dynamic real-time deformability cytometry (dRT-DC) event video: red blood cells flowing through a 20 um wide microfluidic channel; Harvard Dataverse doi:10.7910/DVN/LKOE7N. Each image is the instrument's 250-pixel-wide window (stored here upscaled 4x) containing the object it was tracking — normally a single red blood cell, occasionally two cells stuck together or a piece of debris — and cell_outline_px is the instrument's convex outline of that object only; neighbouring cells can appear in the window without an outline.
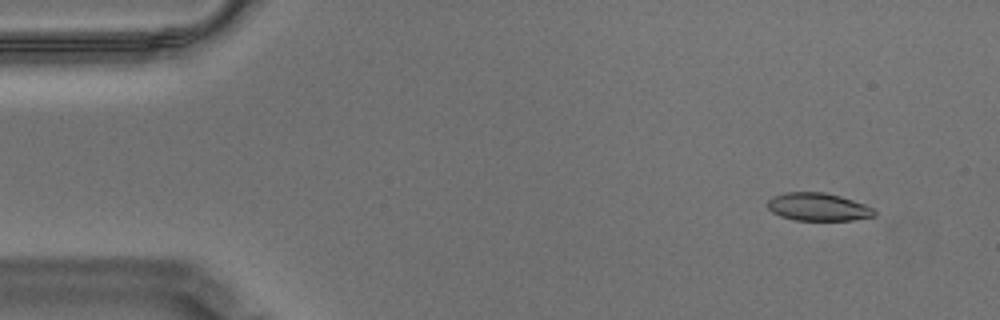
{"species": "Egyptian fruit bat (a non-hibernating species)", "species_latin": "Rousettus aegyptiacus", "temperature_condition": "warm", "stored_images_in_passage": 54, "camera_frame_rate_fps": 3000, "um_per_image_px": 0.085, "animal": {"sex": "male"}, "frame": {"image": 1, "passage_image": 5, "time_ms": 1.333, "image_size_px": [1000, 320], "cell_outline_px": [[876, 216], [852, 220], [796, 220], [780, 216], [772, 212], [768, 208], [768, 200], [772, 196], [784, 192], [824, 192], [840, 196], [864, 204], [872, 208], [876, 212]], "centroid_in_image_um": [69.52, 17.58], "position_along_channel_um": 15.5, "area_um2": 17.34}}
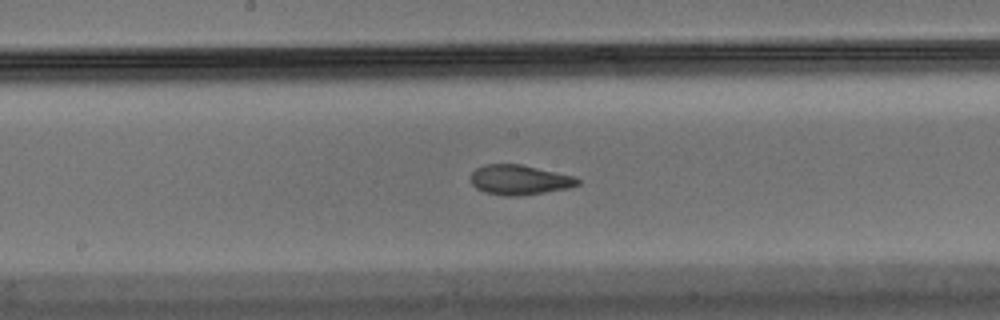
{"frame": {"image": 2, "passage_image": 30, "time_ms": 9.667, "image_size_px": [1000, 320], "cell_outline_px": [[580, 184], [568, 188], [520, 196], [504, 196], [484, 192], [476, 188], [472, 184], [472, 172], [476, 168], [484, 164], [520, 164], [572, 176], [580, 180]], "centroid_in_image_um": [44.12, 15.29], "position_along_channel_um": 204.1, "area_um2": 18.44}}
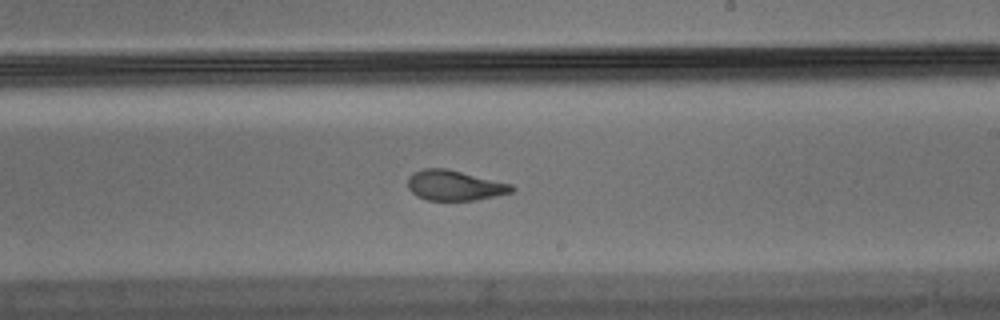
{"frame": {"image": 3, "passage_image": 34, "time_ms": 11.0, "image_size_px": [1000, 320], "cell_outline_px": [[516, 188], [512, 192], [476, 200], [428, 200], [416, 196], [408, 188], [408, 176], [412, 172], [424, 168], [448, 168], [512, 184]], "centroid_in_image_um": [38.62, 15.75], "position_along_channel_um": 250.4, "area_um2": 18.44}}